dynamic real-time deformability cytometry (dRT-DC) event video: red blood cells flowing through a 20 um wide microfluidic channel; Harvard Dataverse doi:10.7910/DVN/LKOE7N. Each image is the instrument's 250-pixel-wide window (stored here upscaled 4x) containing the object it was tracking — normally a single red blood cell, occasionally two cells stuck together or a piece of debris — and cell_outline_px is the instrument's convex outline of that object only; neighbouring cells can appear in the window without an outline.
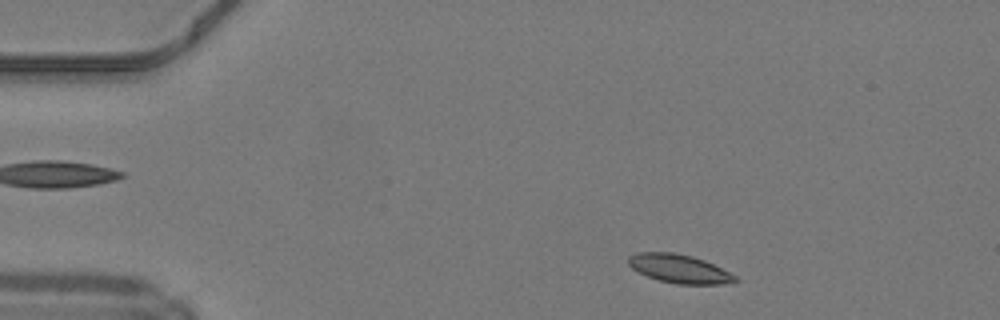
{"species": "common noctule bat (a hibernating species)", "species_latin": "Nyctalus noctula", "temperature_condition": "warm", "stored_images_in_passage": 44, "camera_frame_rate_fps": 3000, "um_per_image_px": 0.085, "animal": {"sex": "male", "body_mass_g": 19.2, "forearm_length_mm": 51.8}, "frame": {"image": 1, "passage_image": 3, "time_ms": 0.667, "image_size_px": [1000, 320], "cell_outline_px": [[740, 280], [736, 284], [676, 284], [660, 280], [648, 276], [632, 268], [628, 264], [628, 256], [636, 252], [672, 252], [692, 256], [704, 260], [736, 276]], "centroid_in_image_um": [57.77, 22.85], "position_along_channel_um": 27.2, "area_um2": 17.8}}
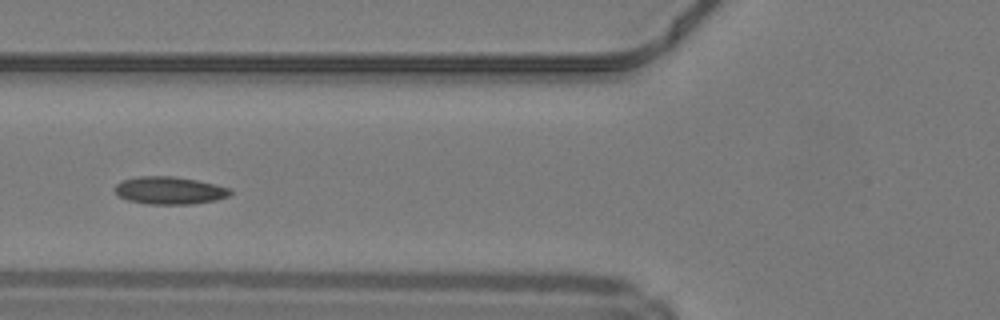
{"frame": {"image": 2, "passage_image": 14, "time_ms": 4.333, "image_size_px": [1000, 320], "cell_outline_px": [[232, 192], [228, 196], [216, 200], [192, 204], [148, 204], [128, 200], [120, 196], [116, 192], [116, 184], [124, 180], [140, 176], [172, 176], [196, 180], [216, 184], [228, 188]], "centroid_in_image_um": [14.43, 16.19], "position_along_channel_um": 111.4, "area_um2": 18.32}}
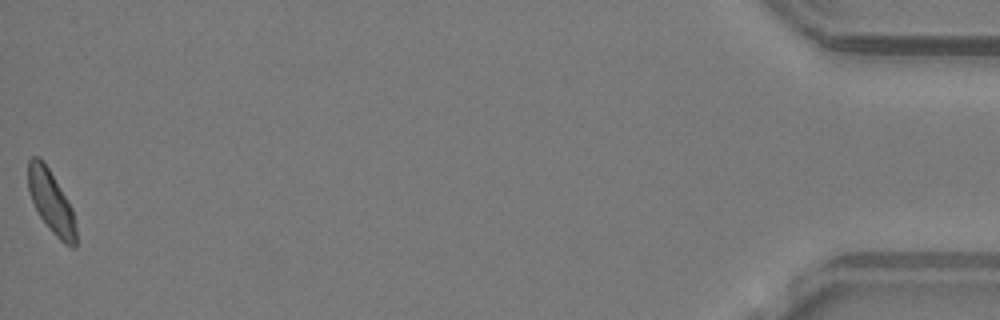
{"frame": {"image": 3, "passage_image": 44, "time_ms": 14.333, "image_size_px": [1000, 320], "cell_outline_px": [[76, 248], [72, 248], [64, 244], [52, 232], [40, 216], [28, 192], [28, 160], [32, 156], [40, 156], [44, 160], [68, 200], [72, 208], [76, 228]], "centroid_in_image_um": [4.35, 17.13], "position_along_channel_um": 430.9, "area_um2": 17.57}, "authors_computed_cell_mechanics": {"area_um2": 17.7446, "velocity_mm_per_s": 4.2069, "shape_relaxation_time_tau1_ms": 3.407, "shape_relaxation_time_tau2_ms": null, "deformation_change_tau1": 0.1007, "deformation_change_tau2": null}}